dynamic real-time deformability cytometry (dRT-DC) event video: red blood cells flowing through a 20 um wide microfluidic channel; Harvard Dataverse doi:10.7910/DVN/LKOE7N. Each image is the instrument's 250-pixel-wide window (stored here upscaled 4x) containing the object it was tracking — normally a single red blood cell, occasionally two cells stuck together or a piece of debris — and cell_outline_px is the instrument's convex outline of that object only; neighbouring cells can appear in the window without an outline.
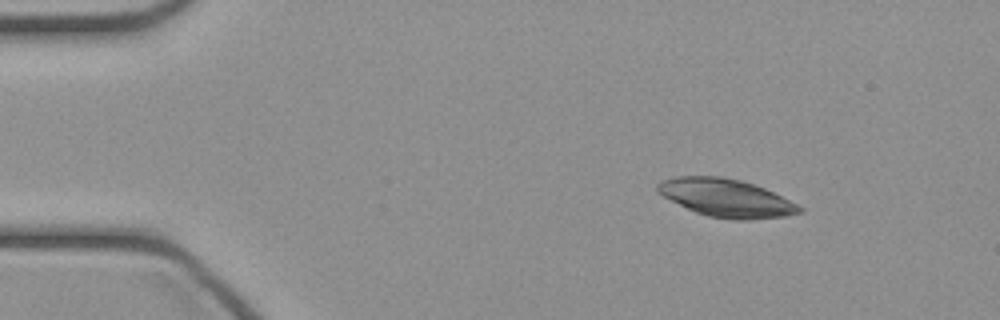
{"species": "common noctule bat (a hibernating species)", "species_latin": "Nyctalus noctula", "temperature_condition": "cold", "stored_images_in_passage": 41, "camera_frame_rate_fps": 3000, "um_per_image_px": 0.085, "animal": {"sex": "female", "body_mass_g": 21.9}, "frame": {"image": 1, "passage_image": 1, "time_ms": 0.0, "image_size_px": [1000, 320], "cell_outline_px": [[804, 212], [784, 216], [748, 220], [732, 220], [708, 216], [696, 212], [656, 192], [656, 184], [664, 180], [676, 176], [720, 176], [740, 180], [764, 188], [804, 208]], "centroid_in_image_um": [61.72, 16.83], "position_along_channel_um": 23.3, "area_um2": 31.04}}